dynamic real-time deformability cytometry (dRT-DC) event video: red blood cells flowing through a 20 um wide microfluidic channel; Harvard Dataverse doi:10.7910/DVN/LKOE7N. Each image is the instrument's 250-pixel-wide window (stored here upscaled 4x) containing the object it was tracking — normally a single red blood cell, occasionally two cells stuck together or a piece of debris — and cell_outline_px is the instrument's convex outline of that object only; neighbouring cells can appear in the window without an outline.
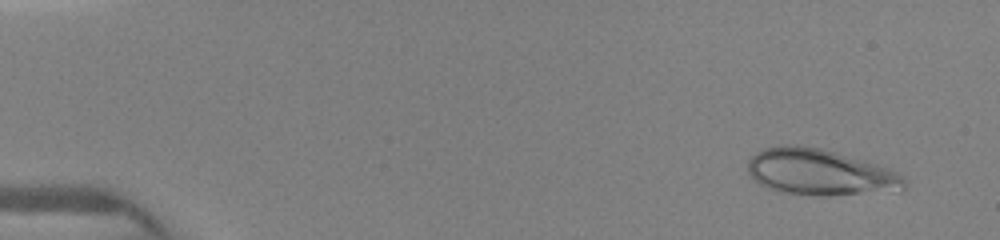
{"species": "human", "species_latin": "Homo sapiens", "temperature_condition": "warm", "stored_images_in_passage": 7, "camera_frame_rate_fps": 3000, "um_per_image_px": 0.085, "donor": {"sex": "female"}, "frame": {"image": 1, "passage_image": 1, "time_ms": 0.0, "image_size_px": [1000, 240], "cell_outline_px": [[908, 184], [900, 192], [828, 196], [820, 196], [780, 192], [768, 188], [760, 184], [748, 172], [748, 160], [756, 152], [764, 148], [780, 144], [796, 144], [820, 148], [864, 160], [888, 168], [904, 176], [908, 180]], "centroid_in_image_um": [69.76, 14.65], "position_along_channel_um": 15.2, "area_um2": 42.89}}